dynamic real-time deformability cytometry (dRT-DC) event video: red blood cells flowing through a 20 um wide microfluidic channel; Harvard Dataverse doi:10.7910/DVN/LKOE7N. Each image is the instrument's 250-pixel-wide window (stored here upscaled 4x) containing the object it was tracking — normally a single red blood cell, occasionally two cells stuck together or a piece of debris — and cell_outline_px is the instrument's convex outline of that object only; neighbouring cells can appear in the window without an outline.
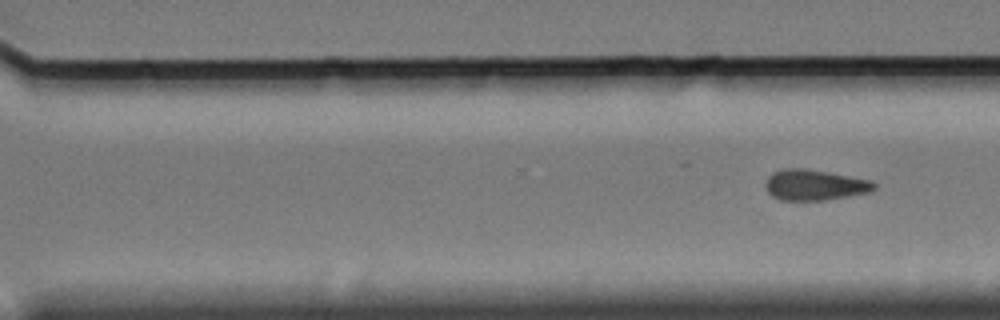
{"species": "Egyptian fruit bat (a non-hibernating species)", "species_latin": "Rousettus aegyptiacus", "temperature_condition": "cold", "stored_images_in_passage": 11, "segment_of_instrument_passage": [2, 2], "camera_frame_rate_fps": 3000, "um_per_image_px": 0.085, "animal": {"sex": "female"}, "frame": {"image": 1, "passage_image": 11, "time_ms": 13.0, "image_size_px": [1000, 320], "cell_outline_px": [[876, 188], [872, 192], [824, 200], [780, 200], [772, 196], [764, 188], [764, 184], [768, 176], [772, 172], [784, 168], [804, 168], [872, 180], [876, 184]], "centroid_in_image_um": [69.23, 15.72], "position_along_channel_um": 301.4, "area_um2": 19.59}}